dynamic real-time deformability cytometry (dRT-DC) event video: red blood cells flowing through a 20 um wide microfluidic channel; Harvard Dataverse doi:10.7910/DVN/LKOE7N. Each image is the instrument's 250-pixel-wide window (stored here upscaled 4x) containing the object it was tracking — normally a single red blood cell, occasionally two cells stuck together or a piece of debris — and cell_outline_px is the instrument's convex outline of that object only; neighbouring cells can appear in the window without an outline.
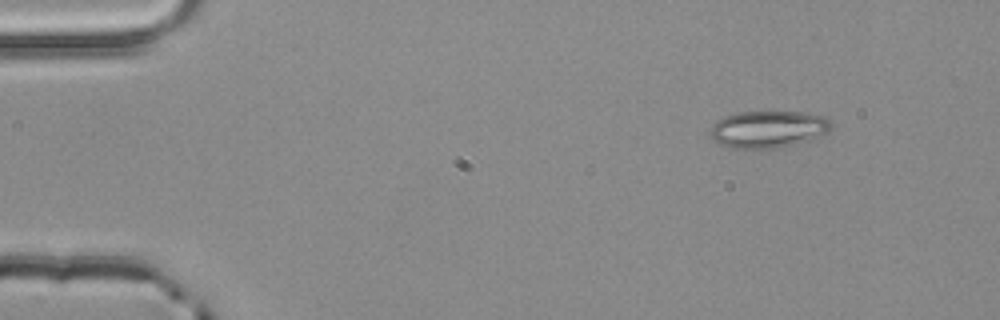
{"species": "common noctule bat (a hibernating species)", "species_latin": "Nyctalus noctula", "temperature_condition": "room temperature", "stored_images_in_passage": 3, "camera_frame_rate_fps": 3000, "um_per_image_px": 0.085, "animal": {"sex": "male", "body_mass_g": 20.4}, "frame": {"image": 1, "passage_image": 1, "time_ms": 0.0, "image_size_px": [1000, 320], "cell_outline_px": [[832, 128], [828, 132], [812, 140], [796, 144], [776, 148], [732, 148], [716, 140], [708, 132], [712, 124], [716, 120], [724, 116], [740, 112], [804, 112], [828, 116], [832, 124]], "centroid_in_image_um": [65.36, 10.97], "position_along_channel_um": 19.6, "area_um2": 26.3}}
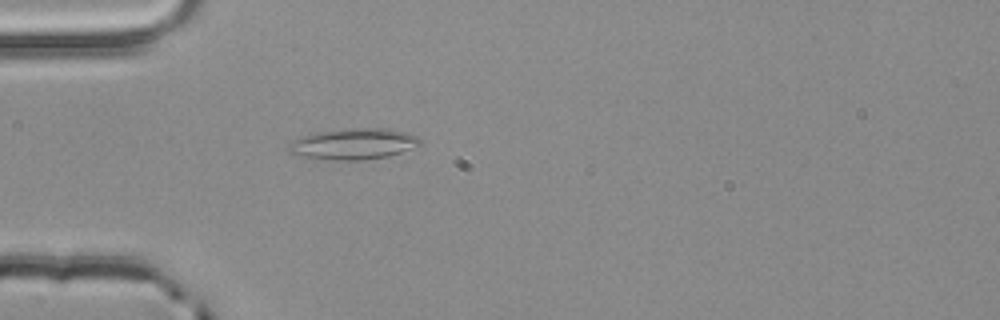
{"frame": {"image": 2, "passage_image": 3, "time_ms": 0.667, "image_size_px": [1000, 320], "cell_outline_px": [[420, 144], [400, 152], [388, 156], [364, 160], [340, 160], [304, 156], [288, 152], [288, 144], [304, 136], [320, 132], [352, 128], [392, 128], [408, 132], [416, 136], [420, 140]], "centroid_in_image_um": [30.1, 12.22], "position_along_channel_um": 54.9, "area_um2": 23.29}}